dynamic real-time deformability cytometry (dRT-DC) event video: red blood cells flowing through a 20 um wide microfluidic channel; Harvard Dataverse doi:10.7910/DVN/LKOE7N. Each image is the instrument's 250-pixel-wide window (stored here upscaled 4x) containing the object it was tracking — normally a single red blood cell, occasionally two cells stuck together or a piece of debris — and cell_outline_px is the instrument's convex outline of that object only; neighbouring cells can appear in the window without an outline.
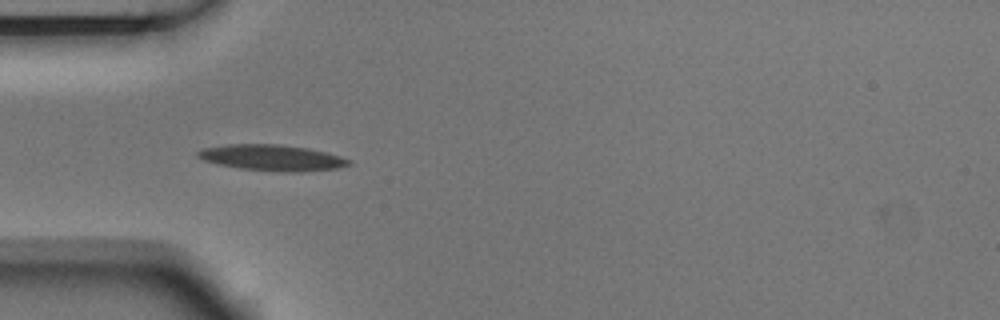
{"species": "Egyptian fruit bat (a non-hibernating species)", "species_latin": "Rousettus aegyptiacus", "temperature_condition": "room temperature", "stored_images_in_passage": 7, "camera_frame_rate_fps": 3000, "um_per_image_px": 0.085, "animal": {"sex": "male"}, "frame": {"image": 1, "passage_image": 2, "time_ms": 0.333, "image_size_px": [1000, 320], "cell_outline_px": [[352, 164], [340, 168], [300, 172], [284, 172], [240, 168], [220, 164], [204, 160], [196, 156], [196, 152], [204, 148], [228, 144], [280, 144], [308, 148], [328, 152], [352, 160]], "centroid_in_image_um": [23.19, 13.4], "position_along_channel_um": 61.8, "area_um2": 22.95}}
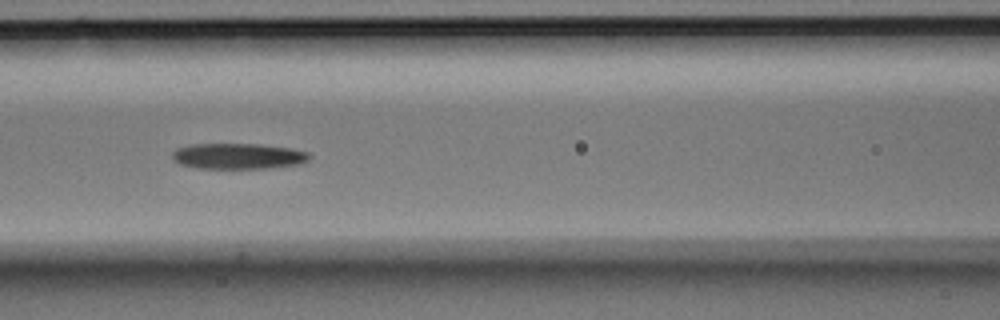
{"frame": {"image": 2, "passage_image": 4, "time_ms": 1.0, "image_size_px": [1000, 320], "cell_outline_px": [[312, 156], [308, 160], [300, 164], [268, 168], [196, 168], [180, 164], [172, 160], [172, 152], [176, 148], [192, 144], [260, 144], [292, 148], [308, 152]], "centroid_in_image_um": [20.24, 13.27], "position_along_channel_um": 146.4, "area_um2": 20.75}}
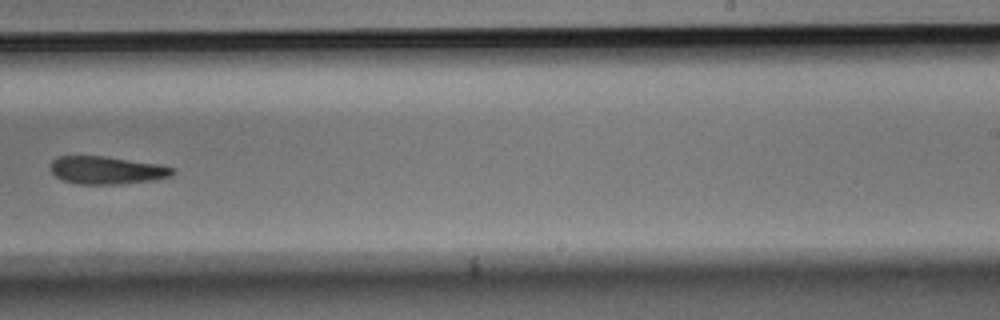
{"frame": {"image": 3, "passage_image": 7, "time_ms": 2.0, "image_size_px": [1000, 320], "cell_outline_px": [[176, 172], [172, 176], [152, 180], [120, 184], [76, 184], [64, 180], [56, 176], [48, 168], [48, 164], [56, 156], [104, 156], [160, 164], [176, 168]], "centroid_in_image_um": [9.07, 14.46], "position_along_channel_um": 279.9, "area_um2": 20.06}}